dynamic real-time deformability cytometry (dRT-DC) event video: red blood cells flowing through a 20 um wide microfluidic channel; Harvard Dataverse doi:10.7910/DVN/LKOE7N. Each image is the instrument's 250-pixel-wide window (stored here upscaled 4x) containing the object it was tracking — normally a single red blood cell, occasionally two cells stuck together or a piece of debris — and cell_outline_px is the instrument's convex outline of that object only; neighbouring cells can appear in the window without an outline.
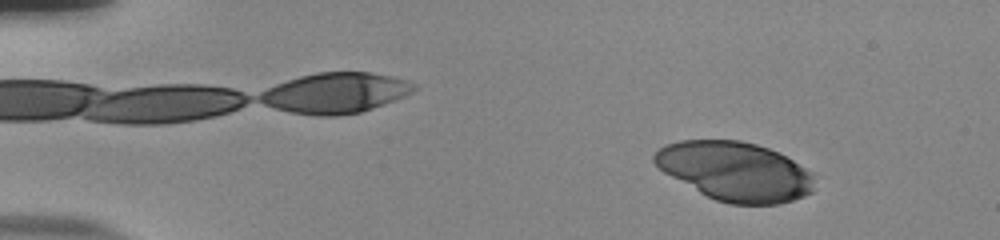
{"species": "human", "species_latin": "Homo sapiens", "temperature_condition": "room temperature", "stored_images_in_passage": 54, "camera_frame_rate_fps": 3000, "um_per_image_px": 0.085, "donor": {"sex": "male"}, "frame": {"image": 1, "passage_image": 7, "time_ms": 2.0, "image_size_px": [1000, 240], "cell_outline_px": [[812, 192], [804, 196], [780, 204], [728, 204], [716, 200], [700, 192], [664, 172], [652, 160], [652, 156], [664, 144], [680, 140], [740, 140], [756, 144], [768, 148], [792, 160], [812, 172]], "centroid_in_image_um": [62.46, 14.55], "position_along_channel_um": 22.5, "area_um2": 54.56}}
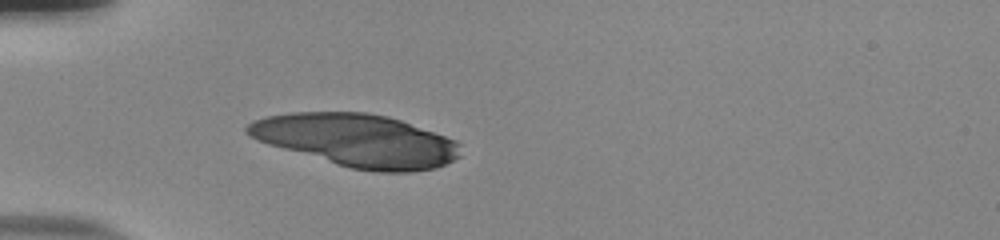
{"frame": {"image": 2, "passage_image": 17, "time_ms": 5.333, "image_size_px": [1000, 240], "cell_outline_px": [[460, 156], [436, 168], [408, 172], [372, 172], [352, 168], [336, 164], [268, 144], [256, 140], [248, 136], [244, 132], [244, 128], [252, 120], [268, 116], [292, 112], [364, 112], [388, 116], [400, 120], [456, 140], [460, 144]], "centroid_in_image_um": [30.31, 11.93], "position_along_channel_um": 54.7, "area_um2": 65.26}}